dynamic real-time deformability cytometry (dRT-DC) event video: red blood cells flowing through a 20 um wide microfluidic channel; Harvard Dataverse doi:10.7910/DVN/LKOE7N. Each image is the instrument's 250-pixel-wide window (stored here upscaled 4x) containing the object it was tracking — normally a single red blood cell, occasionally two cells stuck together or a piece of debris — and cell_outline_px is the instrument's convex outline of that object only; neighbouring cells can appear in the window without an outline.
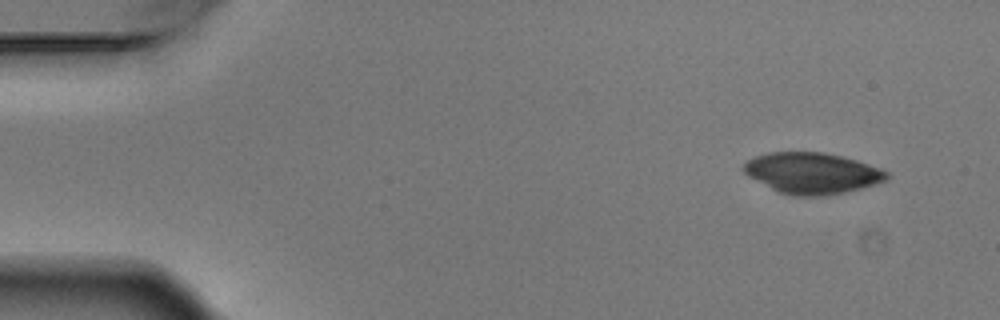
{"species": "Egyptian fruit bat (a non-hibernating species)", "species_latin": "Rousettus aegyptiacus", "temperature_condition": "warm", "stored_images_in_passage": 4, "camera_frame_rate_fps": 3000, "um_per_image_px": 0.085, "animal": {"sex": "male"}, "frame": {"image": 1, "passage_image": 1, "time_ms": 0.0, "image_size_px": [1000, 320], "cell_outline_px": [[892, 176], [888, 180], [876, 184], [844, 192], [824, 196], [792, 196], [776, 192], [748, 176], [744, 172], [744, 164], [748, 160], [756, 156], [768, 152], [824, 152], [856, 160], [884, 168]], "centroid_in_image_um": [69.07, 14.72], "position_along_channel_um": 15.9, "area_um2": 34.56}}